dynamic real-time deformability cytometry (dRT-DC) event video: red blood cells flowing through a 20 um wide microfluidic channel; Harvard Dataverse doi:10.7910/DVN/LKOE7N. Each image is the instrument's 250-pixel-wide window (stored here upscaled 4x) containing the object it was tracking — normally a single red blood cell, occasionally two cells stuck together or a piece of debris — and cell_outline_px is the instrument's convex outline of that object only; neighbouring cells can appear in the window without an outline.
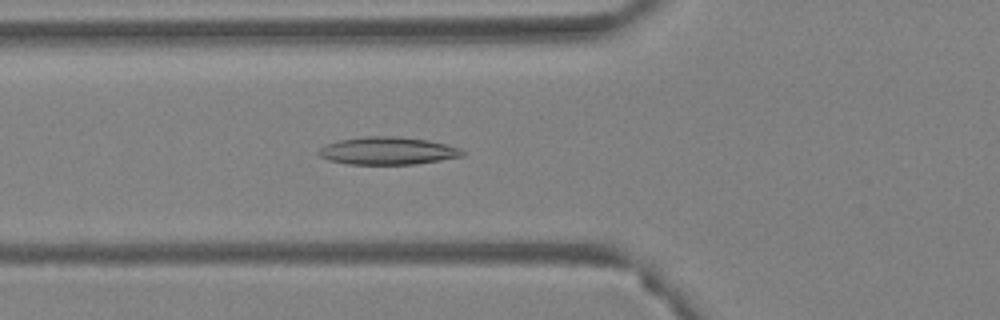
{"species": "Egyptian fruit bat (a non-hibernating species)", "species_latin": "Rousettus aegyptiacus", "temperature_condition": "warm", "stored_images_in_passage": 55, "camera_frame_rate_fps": 3000, "um_per_image_px": 0.085, "animal": {"sex": "female"}, "frame": {"image": 1, "passage_image": 20, "time_ms": 6.333, "image_size_px": [1000, 320], "cell_outline_px": [[464, 156], [440, 160], [412, 164], [348, 164], [328, 160], [320, 156], [320, 148], [324, 144], [340, 140], [368, 136], [400, 136], [428, 140], [460, 148], [464, 152]], "centroid_in_image_um": [32.95, 12.81], "position_along_channel_um": 92.8, "area_um2": 23.0}}
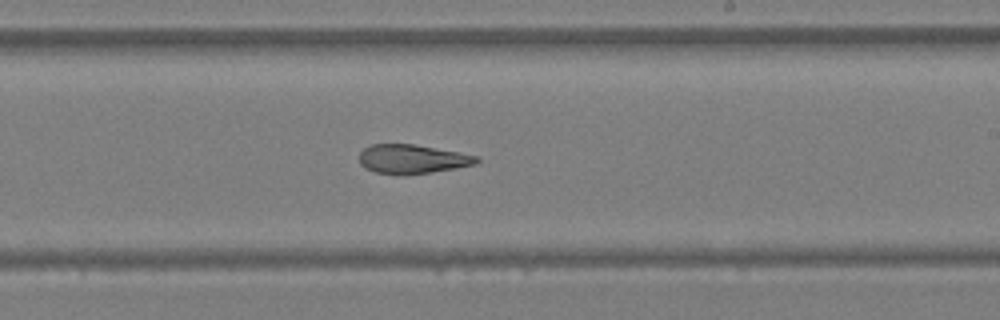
{"frame": {"image": 2, "passage_image": 33, "time_ms": 10.667, "image_size_px": [1000, 320], "cell_outline_px": [[480, 160], [476, 164], [456, 168], [432, 172], [404, 176], [396, 176], [376, 172], [364, 168], [360, 164], [360, 152], [368, 144], [412, 144], [480, 156]], "centroid_in_image_um": [35.02, 13.54], "position_along_channel_um": 254.0, "area_um2": 20.17}}
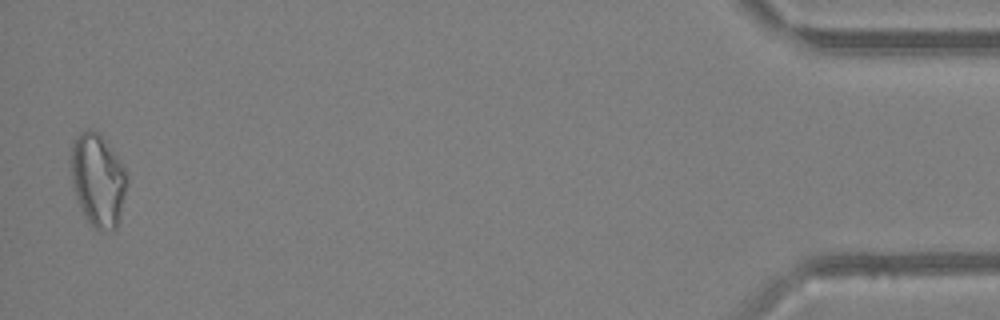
{"frame": {"image": 3, "passage_image": 54, "time_ms": 17.667, "image_size_px": [1000, 320], "cell_outline_px": [[128, 184], [120, 216], [116, 228], [112, 232], [96, 228], [84, 216], [76, 196], [72, 180], [68, 160], [72, 140], [80, 132], [88, 128], [92, 128], [100, 132], [124, 168], [128, 176]], "centroid_in_image_um": [8.3, 15.24], "position_along_channel_um": 426.9, "area_um2": 30.81}, "authors_computed_cell_mechanics": {"area_um2": 23.8136, "velocity_mm_per_s": 3.7136, "shape_relaxation_time_tau1_ms": null, "shape_relaxation_time_tau2_ms": 6.2669, "deformation_change_tau1": null, "deformation_change_tau2": 0.1611}}